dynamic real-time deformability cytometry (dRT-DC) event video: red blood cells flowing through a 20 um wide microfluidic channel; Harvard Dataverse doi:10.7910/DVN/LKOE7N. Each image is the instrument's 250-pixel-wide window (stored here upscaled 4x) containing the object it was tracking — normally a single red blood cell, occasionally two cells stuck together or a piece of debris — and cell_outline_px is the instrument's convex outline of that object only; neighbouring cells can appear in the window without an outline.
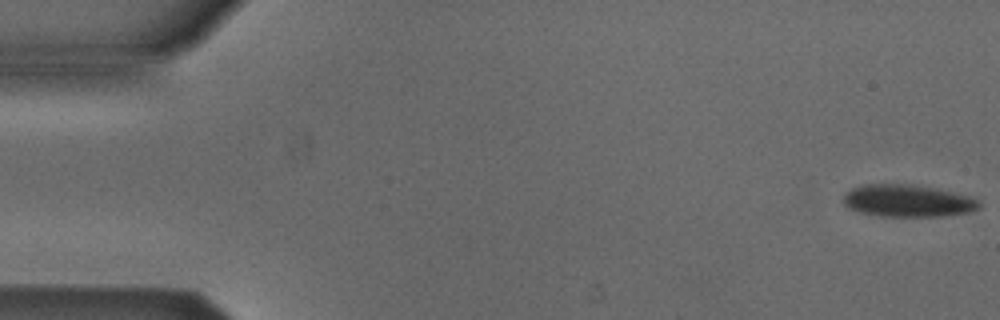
{"species": "Egyptian fruit bat (a non-hibernating species)", "species_latin": "Rousettus aegyptiacus", "temperature_condition": "cold", "stored_images_in_passage": 13, "camera_frame_rate_fps": 3000, "um_per_image_px": 0.085, "animal": {"sex": "male"}, "frame": {"image": 1, "passage_image": 1, "time_ms": 0.0, "image_size_px": [1000, 320], "cell_outline_px": [[980, 208], [968, 212], [944, 216], [880, 216], [860, 212], [848, 208], [844, 204], [844, 192], [852, 188], [864, 184], [908, 184], [932, 188], [952, 192], [968, 196], [976, 200], [980, 204]], "centroid_in_image_um": [77.1, 17.07], "position_along_channel_um": 7.9, "area_um2": 25.26}}